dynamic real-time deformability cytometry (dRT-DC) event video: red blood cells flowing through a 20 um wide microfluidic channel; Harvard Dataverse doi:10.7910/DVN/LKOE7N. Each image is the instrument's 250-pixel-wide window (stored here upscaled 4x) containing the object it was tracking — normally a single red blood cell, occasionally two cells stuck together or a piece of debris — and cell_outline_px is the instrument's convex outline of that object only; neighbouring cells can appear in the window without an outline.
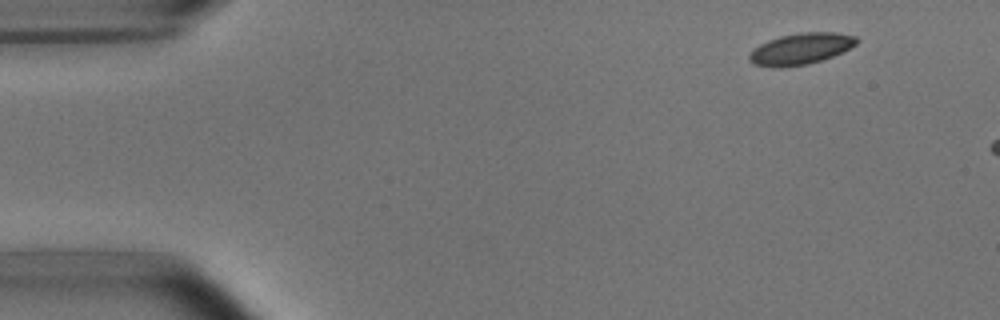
{"species": "common noctule bat (a hibernating species)", "species_latin": "Nyctalus noctula", "temperature_condition": "room temperature", "stored_images_in_passage": 3, "camera_frame_rate_fps": 3000, "um_per_image_px": 0.085, "animal": {"sex": "male", "body_mass_g": 15.6}, "frame": {"image": 1, "passage_image": 1, "time_ms": 0.0, "image_size_px": [1000, 320], "cell_outline_px": [[860, 40], [856, 44], [832, 56], [808, 64], [780, 68], [772, 68], [752, 64], [748, 60], [748, 56], [752, 48], [768, 40], [780, 36], [800, 32], [836, 32], [856, 36]], "centroid_in_image_um": [68.0, 4.15], "position_along_channel_um": 17.0, "area_um2": 19.77}}